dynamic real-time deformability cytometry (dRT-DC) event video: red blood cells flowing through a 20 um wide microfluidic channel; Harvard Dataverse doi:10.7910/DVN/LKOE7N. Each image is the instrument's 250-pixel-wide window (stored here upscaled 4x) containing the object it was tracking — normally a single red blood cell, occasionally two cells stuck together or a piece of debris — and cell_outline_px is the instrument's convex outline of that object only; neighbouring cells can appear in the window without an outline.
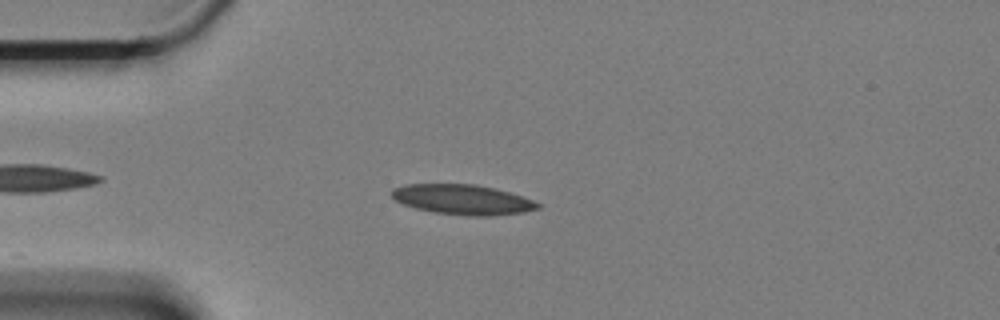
{"species": "Egyptian fruit bat (a non-hibernating species)", "species_latin": "Rousettus aegyptiacus", "temperature_condition": "cold", "stored_images_in_passage": 49, "camera_frame_rate_fps": 3000, "um_per_image_px": 0.085, "animal": {"sex": "female"}, "frame": {"image": 1, "passage_image": 8, "time_ms": 2.333, "image_size_px": [1000, 320], "cell_outline_px": [[544, 204], [540, 208], [524, 212], [492, 216], [468, 216], [436, 212], [416, 208], [404, 204], [396, 200], [392, 196], [392, 188], [408, 184], [476, 184], [524, 196]], "centroid_in_image_um": [39.39, 16.96], "position_along_channel_um": 45.6, "area_um2": 25.55}}
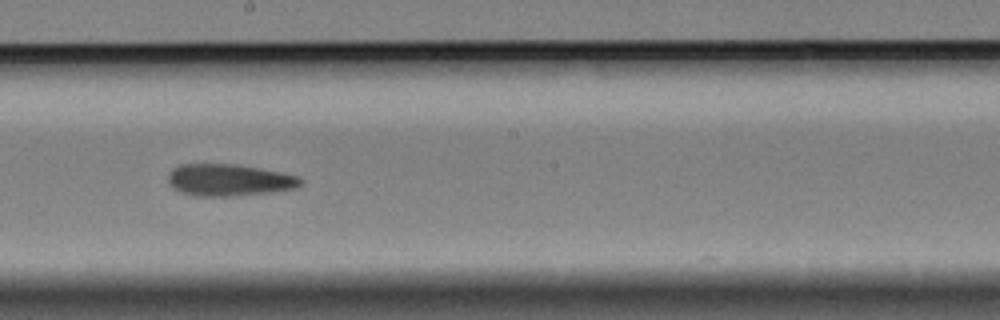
{"frame": {"image": 2, "passage_image": 26, "time_ms": 8.333, "image_size_px": [1000, 320], "cell_outline_px": [[304, 184], [296, 188], [272, 192], [232, 196], [192, 196], [180, 192], [172, 188], [168, 184], [168, 172], [172, 168], [180, 164], [232, 164], [280, 172], [296, 176], [304, 180]], "centroid_in_image_um": [19.42, 15.31], "position_along_channel_um": 228.8, "area_um2": 24.8}}
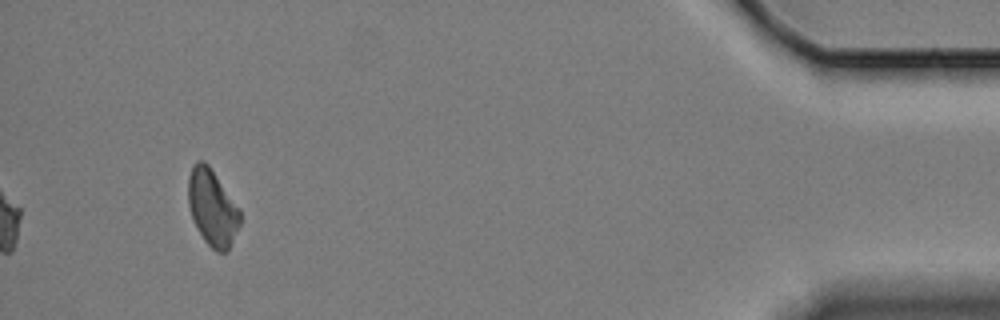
{"frame": {"image": 3, "passage_image": 49, "time_ms": 16.0, "image_size_px": [1000, 320], "cell_outline_px": [[240, 224], [228, 252], [216, 252], [204, 240], [192, 216], [188, 204], [188, 176], [192, 164], [196, 160], [204, 160], [208, 164], [240, 208]], "centroid_in_image_um": [18.05, 17.63], "position_along_channel_um": 417.1, "area_um2": 23.12}}